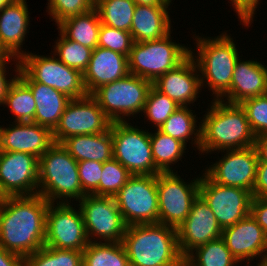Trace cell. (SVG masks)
<instances>
[{
    "mask_svg": "<svg viewBox=\"0 0 267 266\" xmlns=\"http://www.w3.org/2000/svg\"><path fill=\"white\" fill-rule=\"evenodd\" d=\"M131 123L112 122L110 131L113 158L132 175H157L161 173L154 164L150 133L133 127Z\"/></svg>",
    "mask_w": 267,
    "mask_h": 266,
    "instance_id": "8",
    "label": "cell"
},
{
    "mask_svg": "<svg viewBox=\"0 0 267 266\" xmlns=\"http://www.w3.org/2000/svg\"><path fill=\"white\" fill-rule=\"evenodd\" d=\"M132 174L114 158L103 163L102 175L95 196L114 197Z\"/></svg>",
    "mask_w": 267,
    "mask_h": 266,
    "instance_id": "37",
    "label": "cell"
},
{
    "mask_svg": "<svg viewBox=\"0 0 267 266\" xmlns=\"http://www.w3.org/2000/svg\"><path fill=\"white\" fill-rule=\"evenodd\" d=\"M9 57V53L0 44V64L4 63Z\"/></svg>",
    "mask_w": 267,
    "mask_h": 266,
    "instance_id": "50",
    "label": "cell"
},
{
    "mask_svg": "<svg viewBox=\"0 0 267 266\" xmlns=\"http://www.w3.org/2000/svg\"><path fill=\"white\" fill-rule=\"evenodd\" d=\"M240 105L246 112L254 135L267 136V94L246 99Z\"/></svg>",
    "mask_w": 267,
    "mask_h": 266,
    "instance_id": "39",
    "label": "cell"
},
{
    "mask_svg": "<svg viewBox=\"0 0 267 266\" xmlns=\"http://www.w3.org/2000/svg\"><path fill=\"white\" fill-rule=\"evenodd\" d=\"M150 141L155 167L161 173L174 172L170 165L181 160L186 145L158 129L154 133L150 132Z\"/></svg>",
    "mask_w": 267,
    "mask_h": 266,
    "instance_id": "30",
    "label": "cell"
},
{
    "mask_svg": "<svg viewBox=\"0 0 267 266\" xmlns=\"http://www.w3.org/2000/svg\"><path fill=\"white\" fill-rule=\"evenodd\" d=\"M60 38L54 45L53 55L66 64L68 67L79 70L82 74L88 67L92 51L86 46H83L73 40H69L60 32Z\"/></svg>",
    "mask_w": 267,
    "mask_h": 266,
    "instance_id": "36",
    "label": "cell"
},
{
    "mask_svg": "<svg viewBox=\"0 0 267 266\" xmlns=\"http://www.w3.org/2000/svg\"><path fill=\"white\" fill-rule=\"evenodd\" d=\"M39 159L24 152L0 151V195L38 194Z\"/></svg>",
    "mask_w": 267,
    "mask_h": 266,
    "instance_id": "16",
    "label": "cell"
},
{
    "mask_svg": "<svg viewBox=\"0 0 267 266\" xmlns=\"http://www.w3.org/2000/svg\"><path fill=\"white\" fill-rule=\"evenodd\" d=\"M184 259L188 266H236L238 264L222 237L196 247Z\"/></svg>",
    "mask_w": 267,
    "mask_h": 266,
    "instance_id": "33",
    "label": "cell"
},
{
    "mask_svg": "<svg viewBox=\"0 0 267 266\" xmlns=\"http://www.w3.org/2000/svg\"><path fill=\"white\" fill-rule=\"evenodd\" d=\"M216 38L195 36L197 56L194 61L198 67L201 86L208 85L215 100H219L231 86L233 70L239 59L238 49L233 38L225 32ZM206 79V81H204Z\"/></svg>",
    "mask_w": 267,
    "mask_h": 266,
    "instance_id": "5",
    "label": "cell"
},
{
    "mask_svg": "<svg viewBox=\"0 0 267 266\" xmlns=\"http://www.w3.org/2000/svg\"><path fill=\"white\" fill-rule=\"evenodd\" d=\"M114 199L127 226L159 223L157 175H132Z\"/></svg>",
    "mask_w": 267,
    "mask_h": 266,
    "instance_id": "9",
    "label": "cell"
},
{
    "mask_svg": "<svg viewBox=\"0 0 267 266\" xmlns=\"http://www.w3.org/2000/svg\"><path fill=\"white\" fill-rule=\"evenodd\" d=\"M133 39L131 33L101 24L98 46L129 56Z\"/></svg>",
    "mask_w": 267,
    "mask_h": 266,
    "instance_id": "40",
    "label": "cell"
},
{
    "mask_svg": "<svg viewBox=\"0 0 267 266\" xmlns=\"http://www.w3.org/2000/svg\"><path fill=\"white\" fill-rule=\"evenodd\" d=\"M15 124V125H14ZM0 126V151L24 152L38 159L55 143L53 132L35 122H15Z\"/></svg>",
    "mask_w": 267,
    "mask_h": 266,
    "instance_id": "21",
    "label": "cell"
},
{
    "mask_svg": "<svg viewBox=\"0 0 267 266\" xmlns=\"http://www.w3.org/2000/svg\"><path fill=\"white\" fill-rule=\"evenodd\" d=\"M57 27L69 40L93 50L98 46L101 20L96 8L83 14L69 17L60 22Z\"/></svg>",
    "mask_w": 267,
    "mask_h": 266,
    "instance_id": "28",
    "label": "cell"
},
{
    "mask_svg": "<svg viewBox=\"0 0 267 266\" xmlns=\"http://www.w3.org/2000/svg\"><path fill=\"white\" fill-rule=\"evenodd\" d=\"M38 194L50 203H58L56 199L59 203H69L71 198L79 201L86 195L79 179L78 162L61 143H54L39 158Z\"/></svg>",
    "mask_w": 267,
    "mask_h": 266,
    "instance_id": "4",
    "label": "cell"
},
{
    "mask_svg": "<svg viewBox=\"0 0 267 266\" xmlns=\"http://www.w3.org/2000/svg\"><path fill=\"white\" fill-rule=\"evenodd\" d=\"M176 230L179 250L185 258L196 247L222 237L223 229L211 208L198 195L187 218Z\"/></svg>",
    "mask_w": 267,
    "mask_h": 266,
    "instance_id": "18",
    "label": "cell"
},
{
    "mask_svg": "<svg viewBox=\"0 0 267 266\" xmlns=\"http://www.w3.org/2000/svg\"><path fill=\"white\" fill-rule=\"evenodd\" d=\"M78 202L89 242H122L127 225L114 197L85 195ZM93 236L99 239L94 241Z\"/></svg>",
    "mask_w": 267,
    "mask_h": 266,
    "instance_id": "12",
    "label": "cell"
},
{
    "mask_svg": "<svg viewBox=\"0 0 267 266\" xmlns=\"http://www.w3.org/2000/svg\"><path fill=\"white\" fill-rule=\"evenodd\" d=\"M179 107L175 101L152 86L142 112L158 129Z\"/></svg>",
    "mask_w": 267,
    "mask_h": 266,
    "instance_id": "38",
    "label": "cell"
},
{
    "mask_svg": "<svg viewBox=\"0 0 267 266\" xmlns=\"http://www.w3.org/2000/svg\"><path fill=\"white\" fill-rule=\"evenodd\" d=\"M24 266H83V251L43 246L24 258Z\"/></svg>",
    "mask_w": 267,
    "mask_h": 266,
    "instance_id": "35",
    "label": "cell"
},
{
    "mask_svg": "<svg viewBox=\"0 0 267 266\" xmlns=\"http://www.w3.org/2000/svg\"><path fill=\"white\" fill-rule=\"evenodd\" d=\"M199 195L214 213L221 228L234 225L250 214L252 193L214 182L206 173L200 179Z\"/></svg>",
    "mask_w": 267,
    "mask_h": 266,
    "instance_id": "14",
    "label": "cell"
},
{
    "mask_svg": "<svg viewBox=\"0 0 267 266\" xmlns=\"http://www.w3.org/2000/svg\"><path fill=\"white\" fill-rule=\"evenodd\" d=\"M128 74V56L97 46L83 72V83L87 94H92L100 86L122 79Z\"/></svg>",
    "mask_w": 267,
    "mask_h": 266,
    "instance_id": "23",
    "label": "cell"
},
{
    "mask_svg": "<svg viewBox=\"0 0 267 266\" xmlns=\"http://www.w3.org/2000/svg\"><path fill=\"white\" fill-rule=\"evenodd\" d=\"M48 13L58 25L63 20L95 8V0H48Z\"/></svg>",
    "mask_w": 267,
    "mask_h": 266,
    "instance_id": "41",
    "label": "cell"
},
{
    "mask_svg": "<svg viewBox=\"0 0 267 266\" xmlns=\"http://www.w3.org/2000/svg\"><path fill=\"white\" fill-rule=\"evenodd\" d=\"M112 121L99 107L96 99L87 94L85 97L71 99L53 131L55 143L74 135L100 134L107 131Z\"/></svg>",
    "mask_w": 267,
    "mask_h": 266,
    "instance_id": "15",
    "label": "cell"
},
{
    "mask_svg": "<svg viewBox=\"0 0 267 266\" xmlns=\"http://www.w3.org/2000/svg\"><path fill=\"white\" fill-rule=\"evenodd\" d=\"M175 266H188L186 263V260L184 259L180 264H177Z\"/></svg>",
    "mask_w": 267,
    "mask_h": 266,
    "instance_id": "52",
    "label": "cell"
},
{
    "mask_svg": "<svg viewBox=\"0 0 267 266\" xmlns=\"http://www.w3.org/2000/svg\"><path fill=\"white\" fill-rule=\"evenodd\" d=\"M0 266H24V257L0 246Z\"/></svg>",
    "mask_w": 267,
    "mask_h": 266,
    "instance_id": "47",
    "label": "cell"
},
{
    "mask_svg": "<svg viewBox=\"0 0 267 266\" xmlns=\"http://www.w3.org/2000/svg\"><path fill=\"white\" fill-rule=\"evenodd\" d=\"M49 203L39 194L2 197L0 246L24 258L43 247Z\"/></svg>",
    "mask_w": 267,
    "mask_h": 266,
    "instance_id": "1",
    "label": "cell"
},
{
    "mask_svg": "<svg viewBox=\"0 0 267 266\" xmlns=\"http://www.w3.org/2000/svg\"><path fill=\"white\" fill-rule=\"evenodd\" d=\"M236 61L230 89L219 99L230 104L267 94V66L257 61ZM226 97L225 100H223Z\"/></svg>",
    "mask_w": 267,
    "mask_h": 266,
    "instance_id": "24",
    "label": "cell"
},
{
    "mask_svg": "<svg viewBox=\"0 0 267 266\" xmlns=\"http://www.w3.org/2000/svg\"><path fill=\"white\" fill-rule=\"evenodd\" d=\"M136 4L133 0H95L101 24L130 32Z\"/></svg>",
    "mask_w": 267,
    "mask_h": 266,
    "instance_id": "34",
    "label": "cell"
},
{
    "mask_svg": "<svg viewBox=\"0 0 267 266\" xmlns=\"http://www.w3.org/2000/svg\"><path fill=\"white\" fill-rule=\"evenodd\" d=\"M122 244L130 266H175L184 260L176 228L162 223L127 226Z\"/></svg>",
    "mask_w": 267,
    "mask_h": 266,
    "instance_id": "3",
    "label": "cell"
},
{
    "mask_svg": "<svg viewBox=\"0 0 267 266\" xmlns=\"http://www.w3.org/2000/svg\"><path fill=\"white\" fill-rule=\"evenodd\" d=\"M190 55L175 69L161 75L153 86L161 93L167 95L179 106H188L194 103L201 90V80L198 67L194 61V53Z\"/></svg>",
    "mask_w": 267,
    "mask_h": 266,
    "instance_id": "20",
    "label": "cell"
},
{
    "mask_svg": "<svg viewBox=\"0 0 267 266\" xmlns=\"http://www.w3.org/2000/svg\"><path fill=\"white\" fill-rule=\"evenodd\" d=\"M210 106L200 121L201 153L254 146L256 136L240 104L213 99Z\"/></svg>",
    "mask_w": 267,
    "mask_h": 266,
    "instance_id": "2",
    "label": "cell"
},
{
    "mask_svg": "<svg viewBox=\"0 0 267 266\" xmlns=\"http://www.w3.org/2000/svg\"><path fill=\"white\" fill-rule=\"evenodd\" d=\"M3 105H7L15 115L13 122H34L36 102L30 87L18 75L11 82Z\"/></svg>",
    "mask_w": 267,
    "mask_h": 266,
    "instance_id": "31",
    "label": "cell"
},
{
    "mask_svg": "<svg viewBox=\"0 0 267 266\" xmlns=\"http://www.w3.org/2000/svg\"><path fill=\"white\" fill-rule=\"evenodd\" d=\"M136 5L169 6L172 0H133Z\"/></svg>",
    "mask_w": 267,
    "mask_h": 266,
    "instance_id": "49",
    "label": "cell"
},
{
    "mask_svg": "<svg viewBox=\"0 0 267 266\" xmlns=\"http://www.w3.org/2000/svg\"><path fill=\"white\" fill-rule=\"evenodd\" d=\"M168 6L136 5L131 25L133 42L158 40L171 33Z\"/></svg>",
    "mask_w": 267,
    "mask_h": 266,
    "instance_id": "26",
    "label": "cell"
},
{
    "mask_svg": "<svg viewBox=\"0 0 267 266\" xmlns=\"http://www.w3.org/2000/svg\"><path fill=\"white\" fill-rule=\"evenodd\" d=\"M14 0H0V9L3 7V6H5V5H7V4H9V3H11V2H13Z\"/></svg>",
    "mask_w": 267,
    "mask_h": 266,
    "instance_id": "51",
    "label": "cell"
},
{
    "mask_svg": "<svg viewBox=\"0 0 267 266\" xmlns=\"http://www.w3.org/2000/svg\"><path fill=\"white\" fill-rule=\"evenodd\" d=\"M56 204L49 203L48 206L45 246L83 251L89 240L80 207L77 211L70 203Z\"/></svg>",
    "mask_w": 267,
    "mask_h": 266,
    "instance_id": "13",
    "label": "cell"
},
{
    "mask_svg": "<svg viewBox=\"0 0 267 266\" xmlns=\"http://www.w3.org/2000/svg\"><path fill=\"white\" fill-rule=\"evenodd\" d=\"M254 147L258 154V160L267 163V136L256 137Z\"/></svg>",
    "mask_w": 267,
    "mask_h": 266,
    "instance_id": "48",
    "label": "cell"
},
{
    "mask_svg": "<svg viewBox=\"0 0 267 266\" xmlns=\"http://www.w3.org/2000/svg\"><path fill=\"white\" fill-rule=\"evenodd\" d=\"M222 238L239 263L247 260V265H250L257 255L260 256V264L266 262L267 236L251 214L234 225L223 228Z\"/></svg>",
    "mask_w": 267,
    "mask_h": 266,
    "instance_id": "19",
    "label": "cell"
},
{
    "mask_svg": "<svg viewBox=\"0 0 267 266\" xmlns=\"http://www.w3.org/2000/svg\"><path fill=\"white\" fill-rule=\"evenodd\" d=\"M250 214L262 227L267 236V198L253 197L250 205Z\"/></svg>",
    "mask_w": 267,
    "mask_h": 266,
    "instance_id": "44",
    "label": "cell"
},
{
    "mask_svg": "<svg viewBox=\"0 0 267 266\" xmlns=\"http://www.w3.org/2000/svg\"><path fill=\"white\" fill-rule=\"evenodd\" d=\"M165 37L145 42H133L128 56L129 74L155 82L161 75L175 69L189 55L190 48Z\"/></svg>",
    "mask_w": 267,
    "mask_h": 266,
    "instance_id": "6",
    "label": "cell"
},
{
    "mask_svg": "<svg viewBox=\"0 0 267 266\" xmlns=\"http://www.w3.org/2000/svg\"><path fill=\"white\" fill-rule=\"evenodd\" d=\"M103 163L83 160L78 162L79 179L86 195H92L99 187Z\"/></svg>",
    "mask_w": 267,
    "mask_h": 266,
    "instance_id": "42",
    "label": "cell"
},
{
    "mask_svg": "<svg viewBox=\"0 0 267 266\" xmlns=\"http://www.w3.org/2000/svg\"><path fill=\"white\" fill-rule=\"evenodd\" d=\"M13 59V61L16 59V60H19L13 56H10L4 63L0 64V105L3 104V101H4V98L6 96V93H7V90L11 84V82L13 81V79L17 76V75H14L13 78L10 79H7V70H6V67L5 66L6 64H8L9 62H11L10 60ZM8 62V63H7Z\"/></svg>",
    "mask_w": 267,
    "mask_h": 266,
    "instance_id": "46",
    "label": "cell"
},
{
    "mask_svg": "<svg viewBox=\"0 0 267 266\" xmlns=\"http://www.w3.org/2000/svg\"><path fill=\"white\" fill-rule=\"evenodd\" d=\"M61 144L77 162L90 160L104 163L113 159L110 128L100 134L70 136Z\"/></svg>",
    "mask_w": 267,
    "mask_h": 266,
    "instance_id": "27",
    "label": "cell"
},
{
    "mask_svg": "<svg viewBox=\"0 0 267 266\" xmlns=\"http://www.w3.org/2000/svg\"><path fill=\"white\" fill-rule=\"evenodd\" d=\"M232 6L236 9L237 16L240 21L245 24L244 26H248L253 21L254 12L259 4V0H230Z\"/></svg>",
    "mask_w": 267,
    "mask_h": 266,
    "instance_id": "43",
    "label": "cell"
},
{
    "mask_svg": "<svg viewBox=\"0 0 267 266\" xmlns=\"http://www.w3.org/2000/svg\"><path fill=\"white\" fill-rule=\"evenodd\" d=\"M152 86V82L128 74L122 79L100 86L91 95L112 122H124L125 117L143 111Z\"/></svg>",
    "mask_w": 267,
    "mask_h": 266,
    "instance_id": "7",
    "label": "cell"
},
{
    "mask_svg": "<svg viewBox=\"0 0 267 266\" xmlns=\"http://www.w3.org/2000/svg\"><path fill=\"white\" fill-rule=\"evenodd\" d=\"M29 13L25 0H14L0 9V44L17 59L27 53L21 45L30 26Z\"/></svg>",
    "mask_w": 267,
    "mask_h": 266,
    "instance_id": "25",
    "label": "cell"
},
{
    "mask_svg": "<svg viewBox=\"0 0 267 266\" xmlns=\"http://www.w3.org/2000/svg\"><path fill=\"white\" fill-rule=\"evenodd\" d=\"M16 63V74L30 87L36 102L34 122L50 129L52 132L57 127L60 117L71 98L53 87L35 82L21 67L20 60Z\"/></svg>",
    "mask_w": 267,
    "mask_h": 266,
    "instance_id": "22",
    "label": "cell"
},
{
    "mask_svg": "<svg viewBox=\"0 0 267 266\" xmlns=\"http://www.w3.org/2000/svg\"><path fill=\"white\" fill-rule=\"evenodd\" d=\"M222 151H226L224 157L206 168L205 173L218 184L243 188L252 193L259 161L255 147Z\"/></svg>",
    "mask_w": 267,
    "mask_h": 266,
    "instance_id": "17",
    "label": "cell"
},
{
    "mask_svg": "<svg viewBox=\"0 0 267 266\" xmlns=\"http://www.w3.org/2000/svg\"><path fill=\"white\" fill-rule=\"evenodd\" d=\"M200 179L187 184L177 172L157 174L159 223L177 229L185 221L199 195Z\"/></svg>",
    "mask_w": 267,
    "mask_h": 266,
    "instance_id": "11",
    "label": "cell"
},
{
    "mask_svg": "<svg viewBox=\"0 0 267 266\" xmlns=\"http://www.w3.org/2000/svg\"><path fill=\"white\" fill-rule=\"evenodd\" d=\"M192 110L188 106H180L175 112H173L169 118L158 128L163 134L169 135L175 138L185 145L187 144L190 137L195 139L194 145L200 151L201 143V123L199 128L197 127L196 114L193 115ZM198 128V129H195ZM194 134V135H193Z\"/></svg>",
    "mask_w": 267,
    "mask_h": 266,
    "instance_id": "29",
    "label": "cell"
},
{
    "mask_svg": "<svg viewBox=\"0 0 267 266\" xmlns=\"http://www.w3.org/2000/svg\"><path fill=\"white\" fill-rule=\"evenodd\" d=\"M258 265L257 266H267V264L266 263H257Z\"/></svg>",
    "mask_w": 267,
    "mask_h": 266,
    "instance_id": "53",
    "label": "cell"
},
{
    "mask_svg": "<svg viewBox=\"0 0 267 266\" xmlns=\"http://www.w3.org/2000/svg\"><path fill=\"white\" fill-rule=\"evenodd\" d=\"M20 67L35 81L58 90L71 99L87 95L83 83V74L61 62L56 55L41 56L24 54Z\"/></svg>",
    "mask_w": 267,
    "mask_h": 266,
    "instance_id": "10",
    "label": "cell"
},
{
    "mask_svg": "<svg viewBox=\"0 0 267 266\" xmlns=\"http://www.w3.org/2000/svg\"><path fill=\"white\" fill-rule=\"evenodd\" d=\"M253 197L267 198V163L258 161Z\"/></svg>",
    "mask_w": 267,
    "mask_h": 266,
    "instance_id": "45",
    "label": "cell"
},
{
    "mask_svg": "<svg viewBox=\"0 0 267 266\" xmlns=\"http://www.w3.org/2000/svg\"><path fill=\"white\" fill-rule=\"evenodd\" d=\"M83 266H130L122 242H89L83 250Z\"/></svg>",
    "mask_w": 267,
    "mask_h": 266,
    "instance_id": "32",
    "label": "cell"
}]
</instances>
